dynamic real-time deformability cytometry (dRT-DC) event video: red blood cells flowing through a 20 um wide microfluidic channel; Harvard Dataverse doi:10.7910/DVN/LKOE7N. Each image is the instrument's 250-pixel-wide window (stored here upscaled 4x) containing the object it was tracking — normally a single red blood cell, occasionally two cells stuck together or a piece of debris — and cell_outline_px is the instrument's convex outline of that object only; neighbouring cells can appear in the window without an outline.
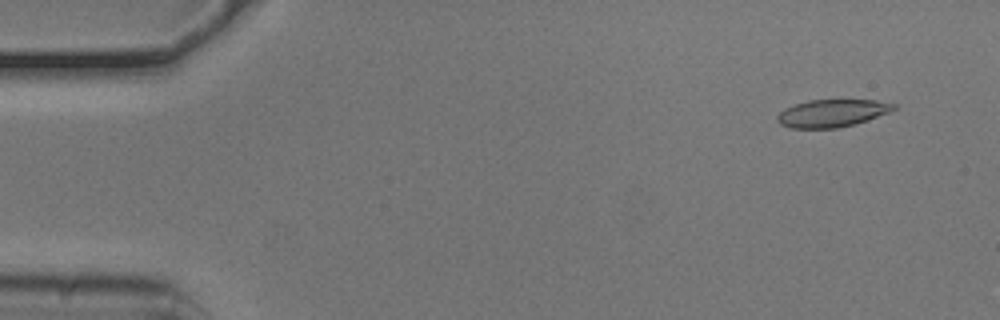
{"species": "common noctule bat (a hibernating species)", "species_latin": "Nyctalus noctula", "temperature_condition": "cold", "stored_images_in_passage": 49, "camera_frame_rate_fps": 3000, "um_per_image_px": 0.085, "animal": {"sex": "male", "body_mass_g": 20.5, "forearm_length_mm": 52.5}, "frame": {"image": 1, "passage_image": 1, "time_ms": 0.0, "image_size_px": [1000, 320], "cell_outline_px": [[900, 108], [868, 120], [856, 124], [836, 128], [788, 128], [780, 124], [776, 120], [776, 116], [784, 108], [808, 100], [876, 100], [900, 104]], "centroid_in_image_um": [70.77, 9.62], "position_along_channel_um": 14.2, "area_um2": 19.02}}
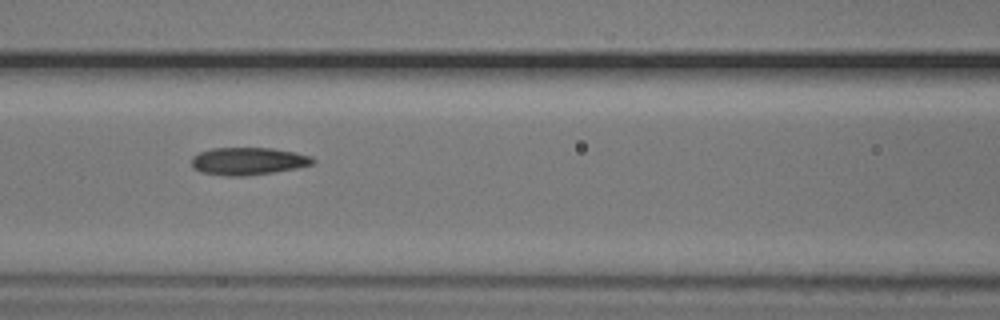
{"frame": {"image": 2, "passage_image": 20, "time_ms": 6.333, "image_size_px": [1000, 320], "cell_outline_px": [[316, 164], [296, 168], [248, 176], [224, 176], [200, 172], [192, 168], [192, 156], [200, 152], [212, 148], [272, 148], [296, 152], [312, 156], [316, 160]], "centroid_in_image_um": [21.11, 13.7], "position_along_channel_um": 145.5, "area_um2": 19.71}}
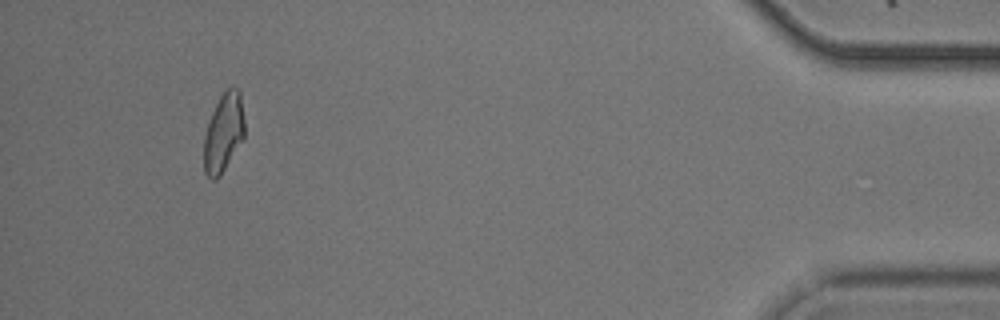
{"frame": {"image": 3, "passage_image": 47, "time_ms": 15.333, "image_size_px": [1000, 320], "cell_outline_px": [[244, 140], [220, 176], [216, 180], [212, 180], [204, 172], [204, 136], [212, 112], [220, 96], [228, 88], [240, 88], [244, 120]], "centroid_in_image_um": [19.02, 11.3], "position_along_channel_um": 416.2, "area_um2": 18.79}, "authors_computed_cell_mechanics": {"area_um2": 19.1318, "velocity_mm_per_s": 3.7668, "shape_relaxation_time_tau1_ms": 7.6616, "shape_relaxation_time_tau2_ms": 2.7089, "deformation_change_tau1": 0.155, "deformation_change_tau2": 0.0847}}